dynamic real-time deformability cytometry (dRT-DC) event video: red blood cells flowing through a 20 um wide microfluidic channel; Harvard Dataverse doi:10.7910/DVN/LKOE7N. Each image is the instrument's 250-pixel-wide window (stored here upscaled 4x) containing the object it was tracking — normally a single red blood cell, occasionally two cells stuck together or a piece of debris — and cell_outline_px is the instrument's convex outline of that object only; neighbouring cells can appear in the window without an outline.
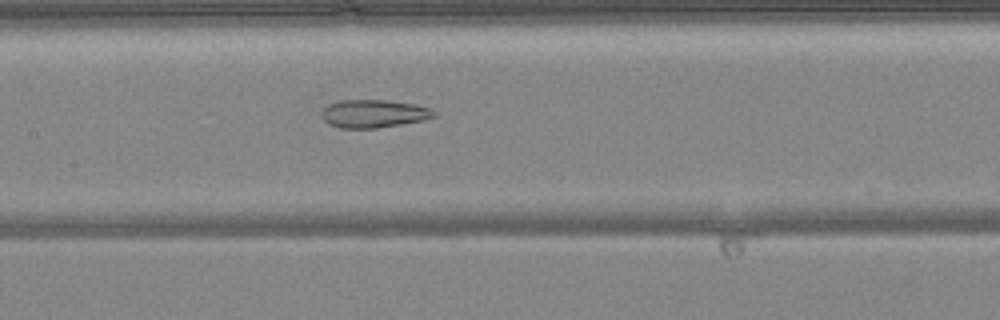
{"species": "common noctule bat (a hibernating species)", "species_latin": "Nyctalus noctula", "temperature_condition": "warm", "stored_images_in_passage": 49, "camera_frame_rate_fps": 3000, "um_per_image_px": 0.085, "animal": {"sex": "female", "body_mass_g": 24.6, "forearm_length_mm": 56.2}, "frame": {"image": 1, "passage_image": 24, "time_ms": 7.667, "image_size_px": [1000, 320], "cell_outline_px": [[436, 116], [424, 120], [376, 128], [340, 128], [328, 124], [320, 116], [320, 112], [328, 104], [340, 100], [384, 100], [416, 104], [432, 108], [436, 112]], "centroid_in_image_um": [31.75, 9.66], "position_along_channel_um": 175.6, "area_um2": 18.5}}
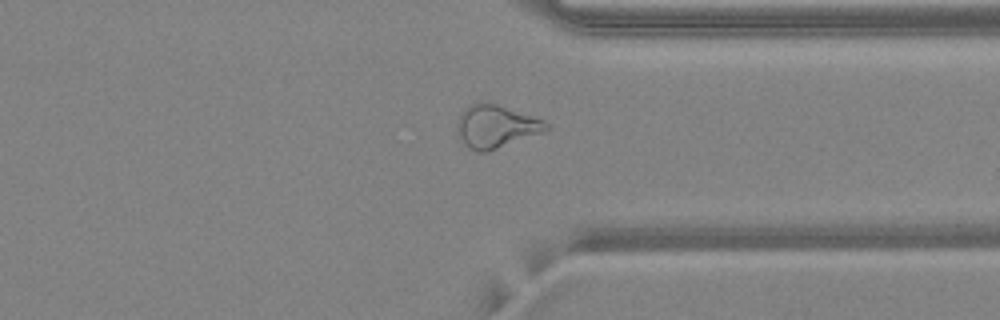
{"frame": {"image": 2, "passage_image": 38, "time_ms": 12.333, "image_size_px": [1000, 320], "cell_outline_px": [[552, 128], [544, 132], [488, 152], [476, 152], [468, 148], [464, 144], [456, 128], [456, 120], [460, 112], [468, 104], [480, 100], [488, 100], [544, 120]], "centroid_in_image_um": [42.13, 10.71], "position_along_channel_um": 369.3, "area_um2": 23.0}}
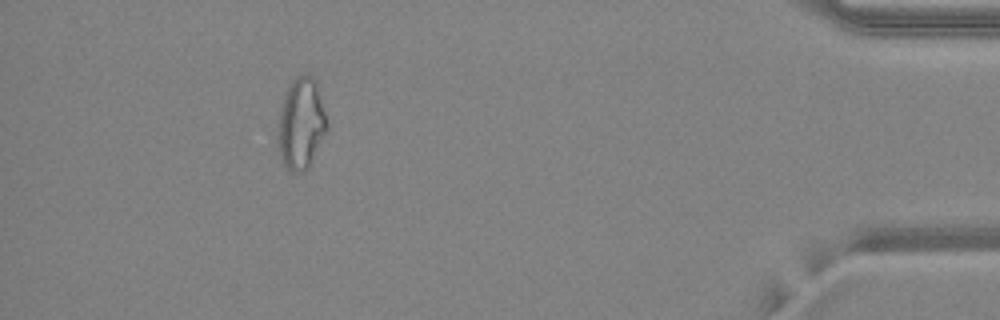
{"frame": {"image": 3, "passage_image": 45, "time_ms": 14.667, "image_size_px": [1000, 320], "cell_outline_px": [[328, 132], [308, 168], [304, 172], [288, 172], [280, 156], [276, 140], [276, 128], [280, 108], [284, 92], [288, 84], [296, 76], [304, 72], [312, 76], [316, 80], [328, 124]], "centroid_in_image_um": [25.57, 10.5], "position_along_channel_um": 409.6, "area_um2": 27.11}, "authors_computed_cell_mechanics": {"area_um2": 23.9292, "velocity_mm_per_s": 4.1741, "shape_relaxation_time_tau1_ms": null, "shape_relaxation_time_tau2_ms": 2.6358, "deformation_change_tau1": null, "deformation_change_tau2": 0.1186}}